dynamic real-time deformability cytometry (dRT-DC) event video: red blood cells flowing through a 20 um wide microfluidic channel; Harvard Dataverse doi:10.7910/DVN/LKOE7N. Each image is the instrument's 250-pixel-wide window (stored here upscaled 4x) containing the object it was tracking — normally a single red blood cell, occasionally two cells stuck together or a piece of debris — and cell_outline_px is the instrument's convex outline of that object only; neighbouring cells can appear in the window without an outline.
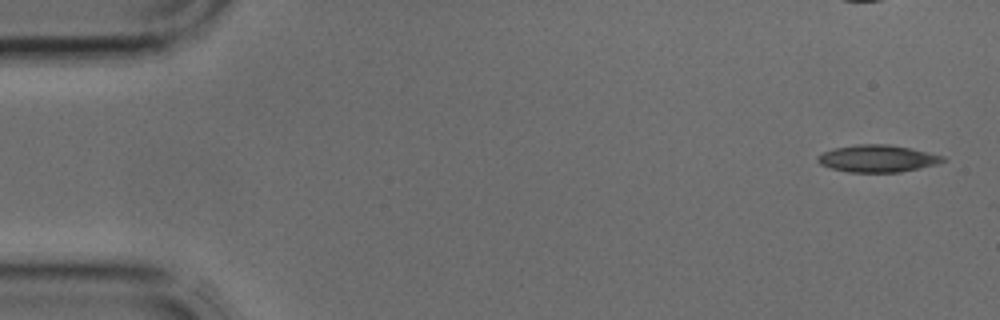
{"species": "common noctule bat (a hibernating species)", "species_latin": "Nyctalus noctula", "temperature_condition": "cold", "stored_images_in_passage": 6, "camera_frame_rate_fps": 3000, "um_per_image_px": 0.085, "animal": {"sex": "male", "body_mass_g": 17.9, "forearm_length_mm": 54.2}, "frame": {"image": 1, "passage_image": 1, "time_ms": 0.0, "image_size_px": [1000, 320], "cell_outline_px": [[948, 160], [936, 164], [920, 168], [900, 172], [848, 172], [832, 168], [820, 164], [816, 160], [816, 156], [832, 148], [856, 144], [888, 144], [928, 152], [944, 156]], "centroid_in_image_um": [74.57, 13.47], "position_along_channel_um": 10.4, "area_um2": 19.83}}